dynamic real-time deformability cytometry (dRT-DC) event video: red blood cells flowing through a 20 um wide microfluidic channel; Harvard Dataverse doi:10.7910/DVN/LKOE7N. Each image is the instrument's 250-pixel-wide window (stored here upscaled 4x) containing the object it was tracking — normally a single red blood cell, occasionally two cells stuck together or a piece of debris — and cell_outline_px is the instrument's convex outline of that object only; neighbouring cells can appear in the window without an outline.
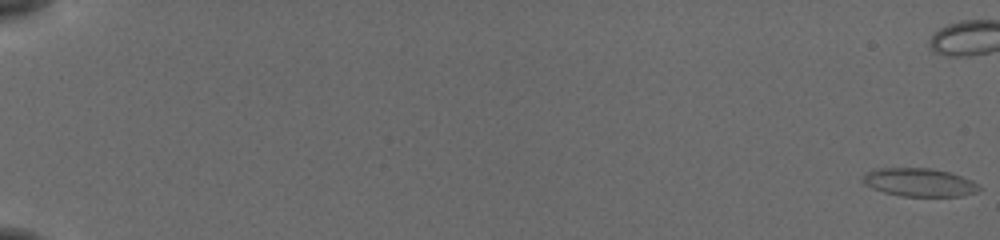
{"species": "common noctule bat (a hibernating species)", "species_latin": "Nyctalus noctula", "temperature_condition": "cold", "stored_images_in_passage": 58, "camera_frame_rate_fps": 3000, "um_per_image_px": 0.085, "animal": {"sex": "female", "body_mass_g": 19.5, "forearm_length_mm": 54.1}, "frame": {"image": 1, "passage_image": 1, "time_ms": 0.0, "image_size_px": [1000, 240], "cell_outline_px": [[980, 188], [976, 192], [960, 196], [904, 196], [884, 192], [872, 188], [864, 184], [864, 176], [872, 168], [928, 168], [948, 172], [972, 180]], "centroid_in_image_um": [78.12, 15.5], "position_along_channel_um": 6.9, "area_um2": 18.84}}
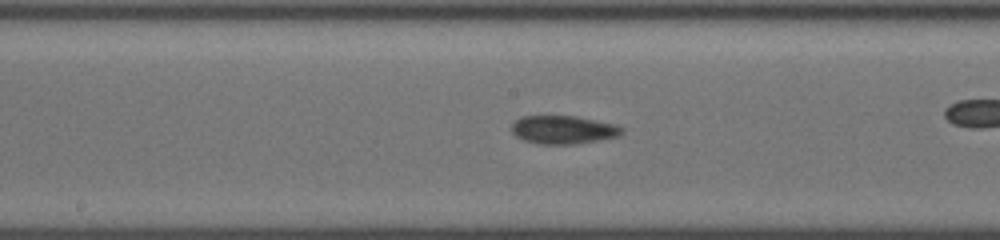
{"frame": {"image": 2, "passage_image": 33, "time_ms": 10.667, "image_size_px": [1000, 240], "cell_outline_px": [[620, 132], [616, 136], [576, 144], [540, 144], [524, 140], [516, 136], [512, 132], [512, 124], [520, 116], [576, 116], [616, 124], [620, 128]], "centroid_in_image_um": [47.81, 11.02], "position_along_channel_um": 200.4, "area_um2": 17.86}}
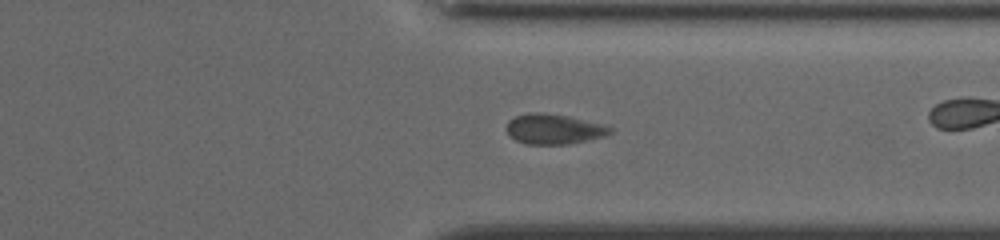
{"frame": {"image": 3, "passage_image": 46, "time_ms": 15.0, "image_size_px": [1000, 240], "cell_outline_px": [[612, 132], [604, 136], [568, 144], [524, 144], [516, 140], [508, 132], [508, 120], [516, 116], [528, 112], [540, 112], [568, 116], [600, 124], [612, 128]], "centroid_in_image_um": [47.05, 10.97], "position_along_channel_um": 364.3, "area_um2": 17.86}, "authors_computed_cell_mechanics": {"area_um2": 18.0914, "velocity_mm_per_s": 3.788, "shape_relaxation_time_tau1_ms": null, "shape_relaxation_time_tau2_ms": 3.1864, "deformation_change_tau1": null, "deformation_change_tau2": 0.0743}}